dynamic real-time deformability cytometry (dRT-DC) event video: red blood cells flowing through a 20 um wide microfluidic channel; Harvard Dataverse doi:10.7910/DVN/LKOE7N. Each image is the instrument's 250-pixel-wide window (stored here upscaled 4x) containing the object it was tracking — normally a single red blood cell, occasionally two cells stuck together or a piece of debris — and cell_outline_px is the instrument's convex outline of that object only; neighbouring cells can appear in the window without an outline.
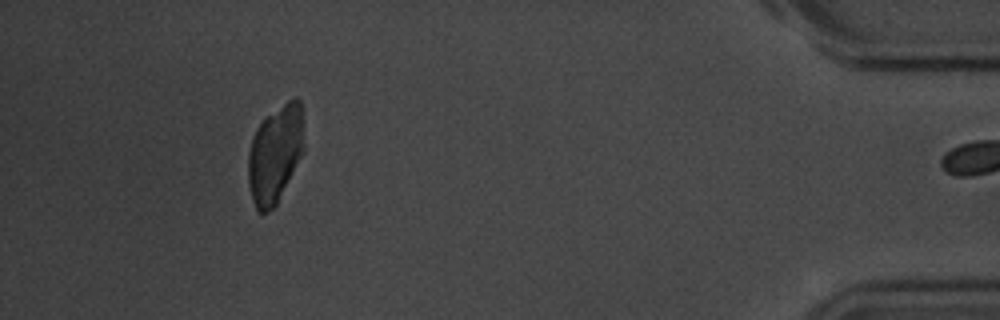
{"species": "common noctule bat (a hibernating species)", "species_latin": "Nyctalus noctula", "temperature_condition": "room temperature", "stored_images_in_passage": 41, "camera_frame_rate_fps": 3000, "um_per_image_px": 0.085, "animal": {"sex": "male", "body_mass_g": 20.1, "forearm_length_mm": 53.5}, "frame": {"image": 1, "passage_image": 40, "time_ms": 13.0, "image_size_px": [1000, 320], "cell_outline_px": [[304, 148], [276, 204], [272, 208], [260, 216], [256, 212], [252, 200], [248, 184], [248, 152], [256, 128], [268, 116], [288, 100], [296, 96], [300, 100], [304, 144]], "centroid_in_image_um": [23.36, 13.13], "position_along_channel_um": 411.8, "area_um2": 31.33}}